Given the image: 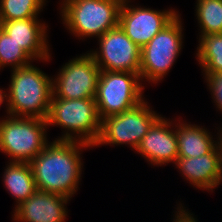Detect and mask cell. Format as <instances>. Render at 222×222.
<instances>
[{
  "label": "cell",
  "mask_w": 222,
  "mask_h": 222,
  "mask_svg": "<svg viewBox=\"0 0 222 222\" xmlns=\"http://www.w3.org/2000/svg\"><path fill=\"white\" fill-rule=\"evenodd\" d=\"M93 146L66 140L50 141L29 162L38 191L60 194L71 199L82 179V151Z\"/></svg>",
  "instance_id": "cell-1"
},
{
  "label": "cell",
  "mask_w": 222,
  "mask_h": 222,
  "mask_svg": "<svg viewBox=\"0 0 222 222\" xmlns=\"http://www.w3.org/2000/svg\"><path fill=\"white\" fill-rule=\"evenodd\" d=\"M6 94L7 115L46 120L53 94L52 77L33 63L11 69Z\"/></svg>",
  "instance_id": "cell-2"
},
{
  "label": "cell",
  "mask_w": 222,
  "mask_h": 222,
  "mask_svg": "<svg viewBox=\"0 0 222 222\" xmlns=\"http://www.w3.org/2000/svg\"><path fill=\"white\" fill-rule=\"evenodd\" d=\"M123 0H59L62 24L78 39L99 38L118 26Z\"/></svg>",
  "instance_id": "cell-3"
},
{
  "label": "cell",
  "mask_w": 222,
  "mask_h": 222,
  "mask_svg": "<svg viewBox=\"0 0 222 222\" xmlns=\"http://www.w3.org/2000/svg\"><path fill=\"white\" fill-rule=\"evenodd\" d=\"M46 122L48 128L61 127L62 136L55 140L79 141L94 146L100 135L101 119L95 99L51 98Z\"/></svg>",
  "instance_id": "cell-4"
},
{
  "label": "cell",
  "mask_w": 222,
  "mask_h": 222,
  "mask_svg": "<svg viewBox=\"0 0 222 222\" xmlns=\"http://www.w3.org/2000/svg\"><path fill=\"white\" fill-rule=\"evenodd\" d=\"M46 120L5 115L0 119V152L11 162L29 163L49 143Z\"/></svg>",
  "instance_id": "cell-5"
},
{
  "label": "cell",
  "mask_w": 222,
  "mask_h": 222,
  "mask_svg": "<svg viewBox=\"0 0 222 222\" xmlns=\"http://www.w3.org/2000/svg\"><path fill=\"white\" fill-rule=\"evenodd\" d=\"M182 25L178 14L141 49L139 74L142 82L145 80L148 84H158L169 74L183 49Z\"/></svg>",
  "instance_id": "cell-6"
},
{
  "label": "cell",
  "mask_w": 222,
  "mask_h": 222,
  "mask_svg": "<svg viewBox=\"0 0 222 222\" xmlns=\"http://www.w3.org/2000/svg\"><path fill=\"white\" fill-rule=\"evenodd\" d=\"M142 84L140 74L101 70L95 96L100 119L126 112L145 100Z\"/></svg>",
  "instance_id": "cell-7"
},
{
  "label": "cell",
  "mask_w": 222,
  "mask_h": 222,
  "mask_svg": "<svg viewBox=\"0 0 222 222\" xmlns=\"http://www.w3.org/2000/svg\"><path fill=\"white\" fill-rule=\"evenodd\" d=\"M143 100L126 112L107 116L101 120L100 135L94 147L102 145H128L135 151L152 124L160 117Z\"/></svg>",
  "instance_id": "cell-8"
},
{
  "label": "cell",
  "mask_w": 222,
  "mask_h": 222,
  "mask_svg": "<svg viewBox=\"0 0 222 222\" xmlns=\"http://www.w3.org/2000/svg\"><path fill=\"white\" fill-rule=\"evenodd\" d=\"M80 55L68 60L52 77L51 98L95 99L101 70L89 53Z\"/></svg>",
  "instance_id": "cell-9"
},
{
  "label": "cell",
  "mask_w": 222,
  "mask_h": 222,
  "mask_svg": "<svg viewBox=\"0 0 222 222\" xmlns=\"http://www.w3.org/2000/svg\"><path fill=\"white\" fill-rule=\"evenodd\" d=\"M99 48L87 51L100 70L132 72L139 74L141 48L118 25L106 31L98 39Z\"/></svg>",
  "instance_id": "cell-10"
},
{
  "label": "cell",
  "mask_w": 222,
  "mask_h": 222,
  "mask_svg": "<svg viewBox=\"0 0 222 222\" xmlns=\"http://www.w3.org/2000/svg\"><path fill=\"white\" fill-rule=\"evenodd\" d=\"M131 4L123 0L118 25L141 49L179 14L175 8L155 10Z\"/></svg>",
  "instance_id": "cell-11"
},
{
  "label": "cell",
  "mask_w": 222,
  "mask_h": 222,
  "mask_svg": "<svg viewBox=\"0 0 222 222\" xmlns=\"http://www.w3.org/2000/svg\"><path fill=\"white\" fill-rule=\"evenodd\" d=\"M170 120L161 115L149 128L135 150L153 167L174 164L178 158L175 121Z\"/></svg>",
  "instance_id": "cell-12"
},
{
  "label": "cell",
  "mask_w": 222,
  "mask_h": 222,
  "mask_svg": "<svg viewBox=\"0 0 222 222\" xmlns=\"http://www.w3.org/2000/svg\"><path fill=\"white\" fill-rule=\"evenodd\" d=\"M38 18L0 22L5 31L34 61L49 62L52 57L47 38L49 26Z\"/></svg>",
  "instance_id": "cell-13"
},
{
  "label": "cell",
  "mask_w": 222,
  "mask_h": 222,
  "mask_svg": "<svg viewBox=\"0 0 222 222\" xmlns=\"http://www.w3.org/2000/svg\"><path fill=\"white\" fill-rule=\"evenodd\" d=\"M71 199L60 194L36 191L13 207L14 222H66Z\"/></svg>",
  "instance_id": "cell-14"
},
{
  "label": "cell",
  "mask_w": 222,
  "mask_h": 222,
  "mask_svg": "<svg viewBox=\"0 0 222 222\" xmlns=\"http://www.w3.org/2000/svg\"><path fill=\"white\" fill-rule=\"evenodd\" d=\"M175 168L193 188L213 192L222 184V168L218 145L208 154L191 158H177Z\"/></svg>",
  "instance_id": "cell-15"
},
{
  "label": "cell",
  "mask_w": 222,
  "mask_h": 222,
  "mask_svg": "<svg viewBox=\"0 0 222 222\" xmlns=\"http://www.w3.org/2000/svg\"><path fill=\"white\" fill-rule=\"evenodd\" d=\"M175 117V130L178 146V158H191L210 153L217 145L218 139L213 138L204 126L187 123ZM178 121V122H177Z\"/></svg>",
  "instance_id": "cell-16"
},
{
  "label": "cell",
  "mask_w": 222,
  "mask_h": 222,
  "mask_svg": "<svg viewBox=\"0 0 222 222\" xmlns=\"http://www.w3.org/2000/svg\"><path fill=\"white\" fill-rule=\"evenodd\" d=\"M2 181L5 189L13 198L15 206L28 199L38 189L29 163L8 161Z\"/></svg>",
  "instance_id": "cell-17"
},
{
  "label": "cell",
  "mask_w": 222,
  "mask_h": 222,
  "mask_svg": "<svg viewBox=\"0 0 222 222\" xmlns=\"http://www.w3.org/2000/svg\"><path fill=\"white\" fill-rule=\"evenodd\" d=\"M198 40L196 59L203 77L222 73V33L200 36Z\"/></svg>",
  "instance_id": "cell-18"
},
{
  "label": "cell",
  "mask_w": 222,
  "mask_h": 222,
  "mask_svg": "<svg viewBox=\"0 0 222 222\" xmlns=\"http://www.w3.org/2000/svg\"><path fill=\"white\" fill-rule=\"evenodd\" d=\"M195 6L199 37L222 33V0H197Z\"/></svg>",
  "instance_id": "cell-19"
},
{
  "label": "cell",
  "mask_w": 222,
  "mask_h": 222,
  "mask_svg": "<svg viewBox=\"0 0 222 222\" xmlns=\"http://www.w3.org/2000/svg\"><path fill=\"white\" fill-rule=\"evenodd\" d=\"M47 0H0V22L39 18Z\"/></svg>",
  "instance_id": "cell-20"
},
{
  "label": "cell",
  "mask_w": 222,
  "mask_h": 222,
  "mask_svg": "<svg viewBox=\"0 0 222 222\" xmlns=\"http://www.w3.org/2000/svg\"><path fill=\"white\" fill-rule=\"evenodd\" d=\"M34 60L0 28V71L5 67L17 69Z\"/></svg>",
  "instance_id": "cell-21"
},
{
  "label": "cell",
  "mask_w": 222,
  "mask_h": 222,
  "mask_svg": "<svg viewBox=\"0 0 222 222\" xmlns=\"http://www.w3.org/2000/svg\"><path fill=\"white\" fill-rule=\"evenodd\" d=\"M215 107L222 112V73H212L204 77Z\"/></svg>",
  "instance_id": "cell-22"
},
{
  "label": "cell",
  "mask_w": 222,
  "mask_h": 222,
  "mask_svg": "<svg viewBox=\"0 0 222 222\" xmlns=\"http://www.w3.org/2000/svg\"><path fill=\"white\" fill-rule=\"evenodd\" d=\"M218 133H217V140H218V147L220 150V159H221V168H222V128H218Z\"/></svg>",
  "instance_id": "cell-23"
},
{
  "label": "cell",
  "mask_w": 222,
  "mask_h": 222,
  "mask_svg": "<svg viewBox=\"0 0 222 222\" xmlns=\"http://www.w3.org/2000/svg\"><path fill=\"white\" fill-rule=\"evenodd\" d=\"M5 90L6 89L0 88V108L2 104H5V102L7 103V94Z\"/></svg>",
  "instance_id": "cell-24"
}]
</instances>
